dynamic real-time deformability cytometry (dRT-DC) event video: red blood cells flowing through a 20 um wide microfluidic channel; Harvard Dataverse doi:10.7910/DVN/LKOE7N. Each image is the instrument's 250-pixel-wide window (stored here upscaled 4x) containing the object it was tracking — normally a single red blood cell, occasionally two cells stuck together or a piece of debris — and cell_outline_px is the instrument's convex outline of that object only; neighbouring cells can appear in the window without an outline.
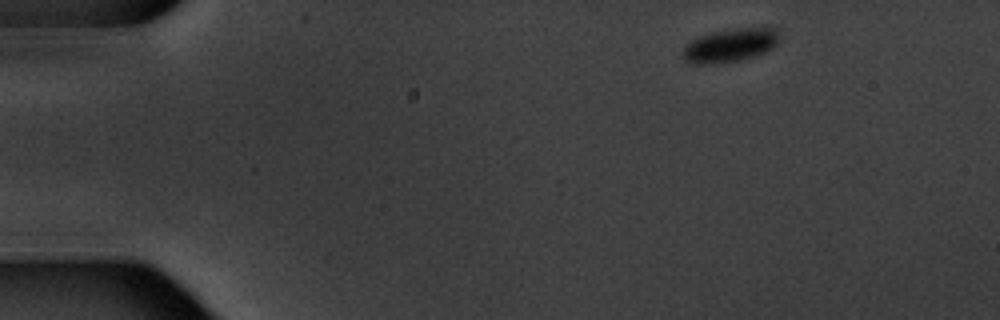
{"species": "common noctule bat (a hibernating species)", "species_latin": "Nyctalus noctula", "temperature_condition": "warm", "stored_images_in_passage": 5, "camera_frame_rate_fps": 3000, "um_per_image_px": 0.085, "animal": {"sex": "male", "body_mass_g": 20.1, "forearm_length_mm": 53.5}, "frame": {"image": 1, "passage_image": 1, "time_ms": 0.0, "image_size_px": [1000, 320], "cell_outline_px": [[776, 44], [772, 48], [764, 52], [752, 56], [736, 60], [704, 64], [696, 64], [684, 60], [684, 48], [692, 40], [700, 36], [712, 32], [736, 28], [768, 24], [776, 28]], "centroid_in_image_um": [62.11, 3.79], "position_along_channel_um": 22.9, "area_um2": 18.61}}
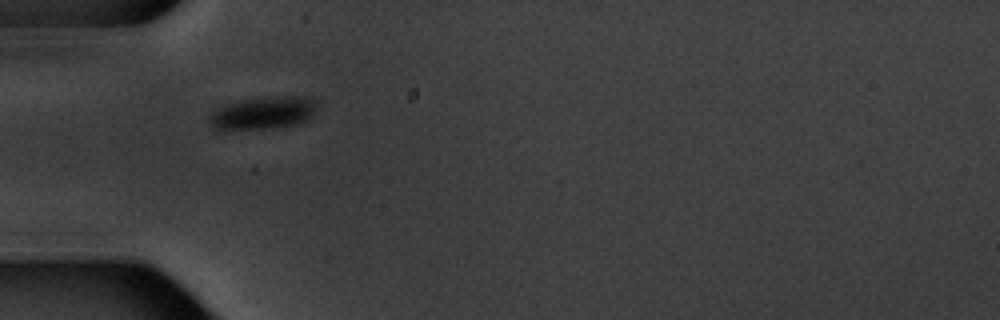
{"frame": {"image": 2, "passage_image": 4, "time_ms": 3.667, "image_size_px": [1000, 320], "cell_outline_px": [[316, 104], [312, 112], [300, 124], [272, 128], [224, 132], [208, 124], [208, 116], [216, 108], [224, 104], [244, 100], [268, 96], [308, 96]], "centroid_in_image_um": [22.24, 9.63], "position_along_channel_um": 62.8, "area_um2": 20.87}}